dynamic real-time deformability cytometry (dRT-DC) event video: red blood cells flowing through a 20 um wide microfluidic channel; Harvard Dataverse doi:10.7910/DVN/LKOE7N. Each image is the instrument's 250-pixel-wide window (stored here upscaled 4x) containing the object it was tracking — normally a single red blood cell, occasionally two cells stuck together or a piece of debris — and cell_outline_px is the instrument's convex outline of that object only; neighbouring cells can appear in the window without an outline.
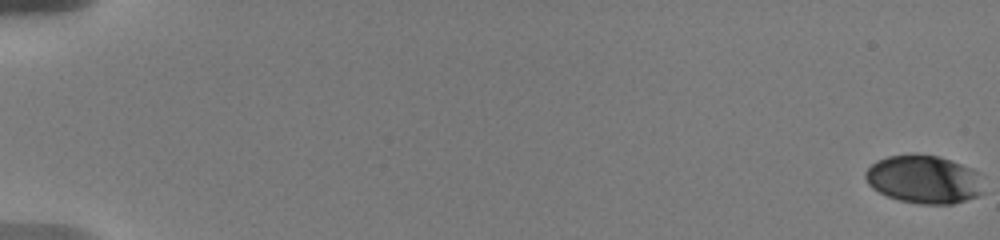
{"species": "human", "species_latin": "Homo sapiens", "temperature_condition": "warm", "stored_images_in_passage": 70, "camera_frame_rate_fps": 3000, "um_per_image_px": 0.085, "donor": {"sex": "male"}, "frame": {"image": 1, "passage_image": 1, "time_ms": 0.0, "image_size_px": [1000, 240], "cell_outline_px": [[984, 192], [976, 196], [952, 204], [920, 204], [900, 200], [888, 196], [872, 188], [868, 184], [864, 176], [864, 172], [876, 160], [888, 156], [940, 156], [972, 168], [976, 172]], "centroid_in_image_um": [78.51, 15.26], "position_along_channel_um": 6.5, "area_um2": 32.6}}
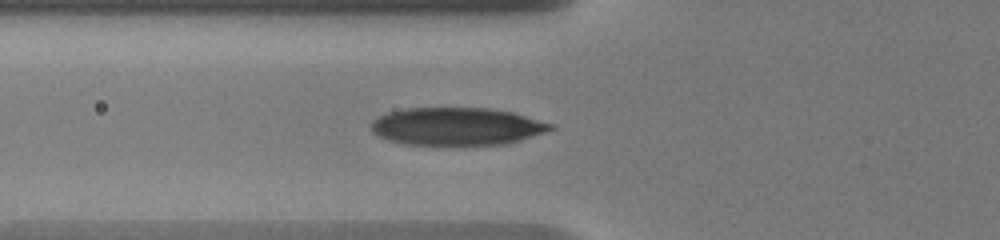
{"frame": {"image": 2, "passage_image": 30, "time_ms": 7.667, "image_size_px": [1000, 240], "cell_outline_px": [[556, 128], [508, 144], [464, 148], [408, 144], [392, 140], [380, 136], [372, 132], [372, 120], [388, 112], [404, 108], [488, 108], [512, 112], [552, 124]], "centroid_in_image_um": [38.84, 10.79], "position_along_channel_um": 87.0, "area_um2": 40.29}}
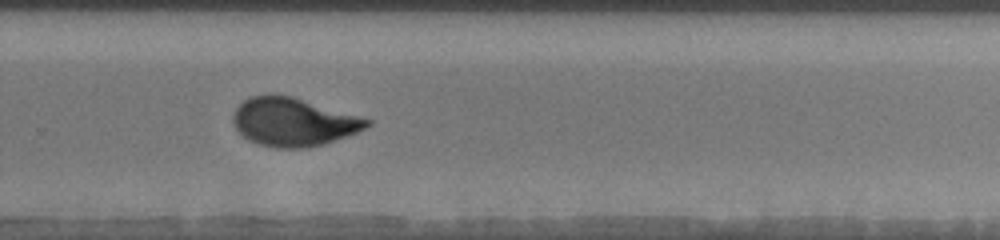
{"frame": {"image": 3, "passage_image": 60, "time_ms": 13.667, "image_size_px": [1000, 240], "cell_outline_px": [[372, 124], [356, 132], [324, 144], [308, 148], [276, 148], [256, 144], [248, 140], [236, 128], [232, 120], [232, 116], [236, 108], [244, 100], [252, 96], [292, 96], [372, 120]], "centroid_in_image_um": [24.92, 10.39], "position_along_channel_um": 304.9, "area_um2": 37.22}, "authors_computed_cell_mechanics": {"area_um2": 37.6567, "velocity_mm_per_s": 3.632, "shape_relaxation_time_tau1_ms": 4.649, "shape_relaxation_time_tau2_ms": 0.8874, "deformation_change_tau1": 0.1775, "deformation_change_tau2": 0.0598}}